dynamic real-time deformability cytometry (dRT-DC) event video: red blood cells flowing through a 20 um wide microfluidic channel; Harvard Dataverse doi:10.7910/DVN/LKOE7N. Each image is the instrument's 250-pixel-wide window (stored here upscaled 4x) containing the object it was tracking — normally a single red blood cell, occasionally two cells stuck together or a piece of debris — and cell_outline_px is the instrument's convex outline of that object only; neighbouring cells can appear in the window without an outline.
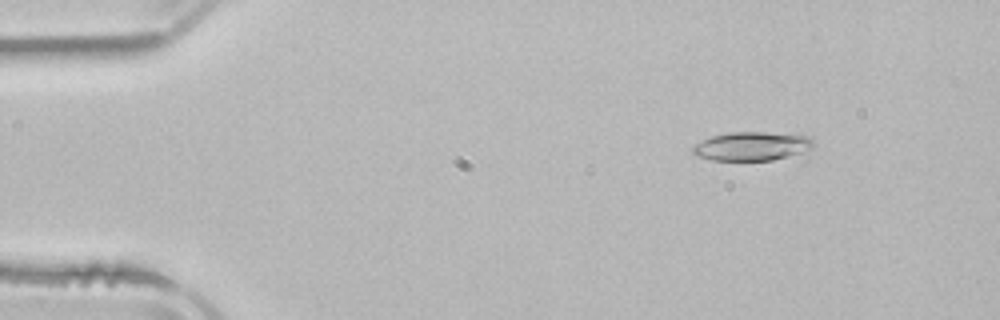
{"species": "common noctule bat (a hibernating species)", "species_latin": "Nyctalus noctula", "temperature_condition": "room temperature", "stored_images_in_passage": 4, "camera_frame_rate_fps": 3000, "um_per_image_px": 0.085, "animal": {"sex": "male", "body_mass_g": 21.5, "forearm_length_mm": 52.0}, "frame": {"image": 1, "passage_image": 2, "time_ms": 1.667, "image_size_px": [1000, 320], "cell_outline_px": [[812, 148], [788, 156], [772, 160], [712, 160], [696, 156], [692, 152], [692, 148], [696, 144], [712, 136], [728, 132], [796, 132], [808, 136], [812, 140]], "centroid_in_image_um": [63.93, 12.4], "position_along_channel_um": 21.1, "area_um2": 20.35}}
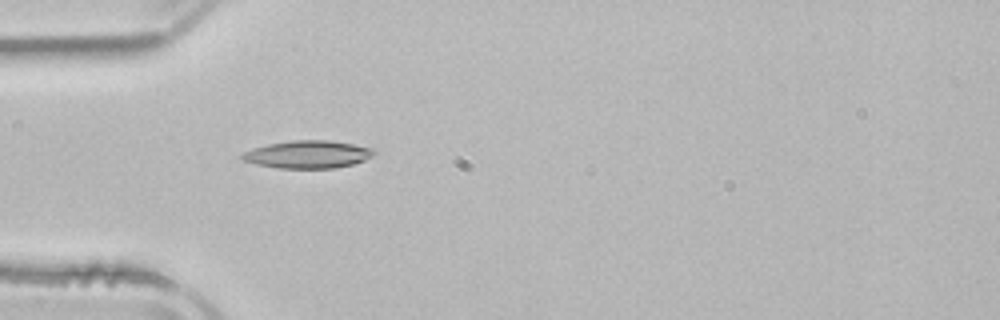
{"frame": {"image": 2, "passage_image": 4, "time_ms": 4.667, "image_size_px": [1000, 320], "cell_outline_px": [[376, 152], [372, 156], [364, 160], [352, 164], [336, 168], [280, 168], [256, 164], [244, 160], [240, 156], [244, 152], [252, 148], [268, 144], [292, 140], [328, 140], [352, 144], [372, 148]], "centroid_in_image_um": [26.16, 13.12], "position_along_channel_um": 58.8, "area_um2": 21.1}}